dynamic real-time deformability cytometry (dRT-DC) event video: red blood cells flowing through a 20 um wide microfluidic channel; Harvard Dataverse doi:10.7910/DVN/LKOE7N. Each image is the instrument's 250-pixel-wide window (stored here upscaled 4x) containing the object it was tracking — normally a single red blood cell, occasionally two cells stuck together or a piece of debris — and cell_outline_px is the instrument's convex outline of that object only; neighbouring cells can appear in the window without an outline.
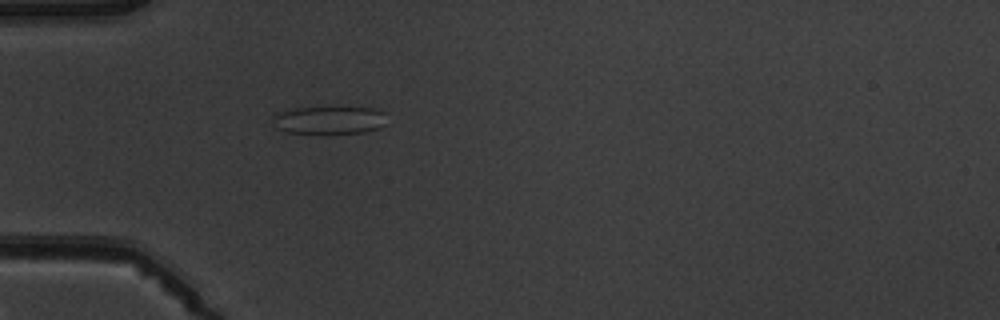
{"species": "common noctule bat (a hibernating species)", "species_latin": "Nyctalus noctula", "temperature_condition": "warm", "stored_images_in_passage": 5, "camera_frame_rate_fps": 3000, "um_per_image_px": 0.085, "animal": {"sex": "male", "body_mass_g": 19.5, "forearm_length_mm": 54.6}, "frame": {"image": 1, "passage_image": 5, "time_ms": 4.667, "image_size_px": [1000, 320], "cell_outline_px": [[384, 124], [380, 128], [364, 132], [328, 136], [288, 132], [276, 128], [272, 116], [276, 112], [292, 108], [372, 108], [384, 112]], "centroid_in_image_um": [27.94, 10.26], "position_along_channel_um": 57.1, "area_um2": 19.07}}